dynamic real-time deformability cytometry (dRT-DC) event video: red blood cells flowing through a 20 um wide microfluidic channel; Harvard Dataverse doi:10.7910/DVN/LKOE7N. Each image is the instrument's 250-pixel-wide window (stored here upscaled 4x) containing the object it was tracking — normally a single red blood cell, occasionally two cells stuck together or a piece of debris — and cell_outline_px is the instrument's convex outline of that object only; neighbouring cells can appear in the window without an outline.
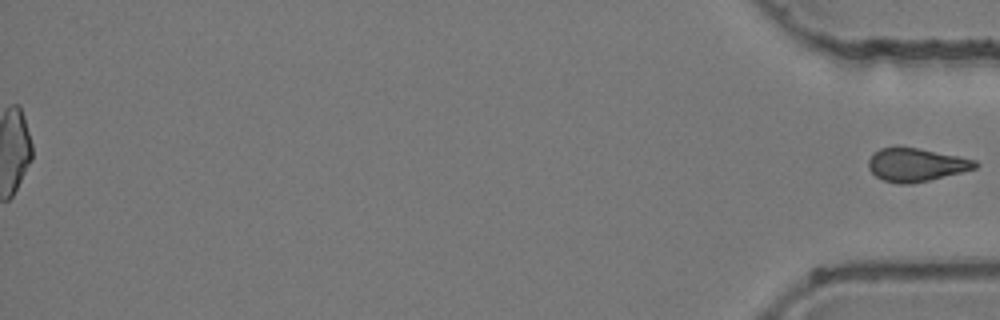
{"species": "common noctule bat (a hibernating species)", "species_latin": "Nyctalus noctula", "temperature_condition": "room temperature", "stored_images_in_passage": 54, "segment_of_instrument_passage": [2, 2], "camera_frame_rate_fps": 3000, "um_per_image_px": 0.085, "animal": {"sex": "female", "body_mass_g": 24.6, "forearm_length_mm": 56.2}, "frame": {"image": 1, "passage_image": 54, "time_ms": 17.667, "image_size_px": [1000, 320], "cell_outline_px": [[980, 164], [976, 168], [928, 180], [908, 184], [900, 184], [884, 180], [876, 176], [868, 168], [868, 160], [872, 152], [880, 148], [896, 144], [976, 160]], "centroid_in_image_um": [77.79, 13.97], "position_along_channel_um": 357.4, "area_um2": 20.75}}